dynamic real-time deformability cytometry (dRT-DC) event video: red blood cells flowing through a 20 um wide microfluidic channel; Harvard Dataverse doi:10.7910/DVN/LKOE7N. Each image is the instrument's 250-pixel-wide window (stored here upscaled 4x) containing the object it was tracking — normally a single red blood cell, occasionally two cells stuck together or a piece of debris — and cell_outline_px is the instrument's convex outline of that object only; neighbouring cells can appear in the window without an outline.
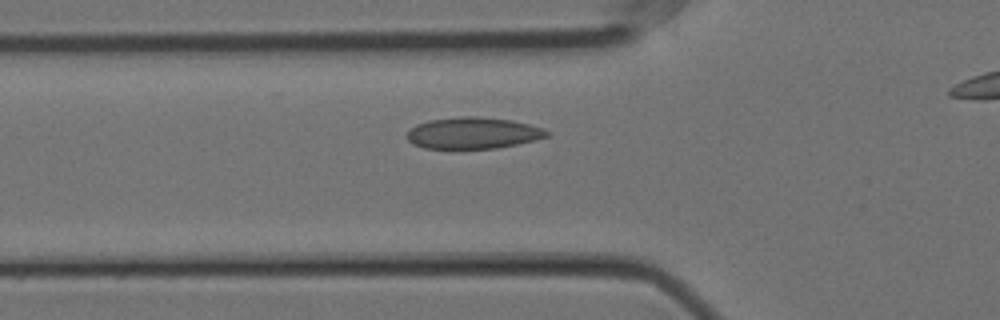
{"species": "Egyptian fruit bat (a non-hibernating species)", "species_latin": "Rousettus aegyptiacus", "temperature_condition": "cold", "stored_images_in_passage": 18, "camera_frame_rate_fps": 3000, "um_per_image_px": 0.085, "animal": {"sex": "female"}, "frame": {"image": 1, "passage_image": 16, "time_ms": 5.0, "image_size_px": [1000, 320], "cell_outline_px": [[552, 132], [548, 136], [536, 140], [496, 148], [424, 148], [412, 144], [408, 140], [408, 132], [416, 124], [428, 120], [460, 116], [476, 116], [512, 120], [544, 128]], "centroid_in_image_um": [40.23, 11.3], "position_along_channel_um": 85.6, "area_um2": 25.66}}